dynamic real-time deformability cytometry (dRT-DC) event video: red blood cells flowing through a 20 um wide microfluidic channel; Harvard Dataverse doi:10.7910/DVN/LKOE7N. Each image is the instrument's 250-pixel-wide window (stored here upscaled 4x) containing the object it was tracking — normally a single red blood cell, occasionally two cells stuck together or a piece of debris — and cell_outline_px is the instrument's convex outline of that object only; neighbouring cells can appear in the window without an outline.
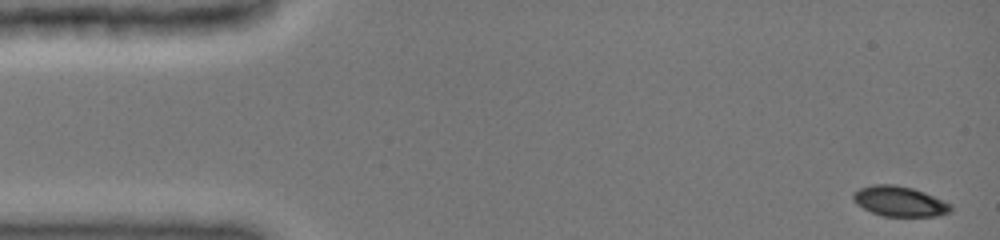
{"species": "common noctule bat (a hibernating species)", "species_latin": "Nyctalus noctula", "temperature_condition": "cold", "stored_images_in_passage": 45, "camera_frame_rate_fps": 3000, "um_per_image_px": 0.085, "animal": {"sex": "female", "body_mass_g": 19.0, "forearm_length_mm": 51.5}, "frame": {"image": 1, "passage_image": 1, "time_ms": 0.0, "image_size_px": [1000, 240], "cell_outline_px": [[952, 212], [936, 216], [884, 216], [872, 212], [856, 204], [852, 200], [852, 192], [860, 188], [872, 184], [896, 184], [912, 188], [924, 192], [944, 200], [952, 204]], "centroid_in_image_um": [76.46, 17.1], "position_along_channel_um": 8.5, "area_um2": 17.34}}
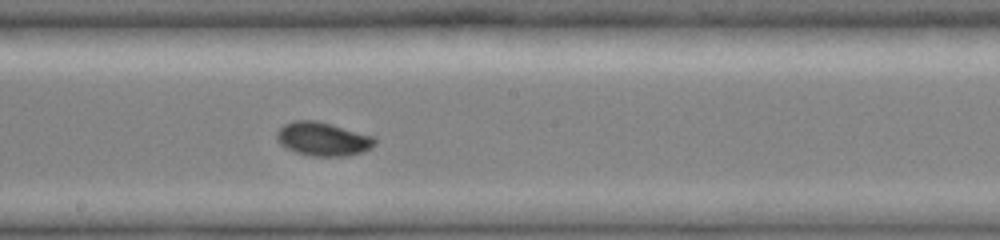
{"frame": {"image": 2, "passage_image": 26, "time_ms": 8.333, "image_size_px": [1000, 240], "cell_outline_px": [[376, 144], [372, 148], [364, 152], [348, 156], [312, 156], [296, 152], [280, 144], [276, 140], [276, 132], [284, 124], [292, 120], [316, 120], [372, 136], [376, 140]], "centroid_in_image_um": [27.44, 11.82], "position_along_channel_um": 220.8, "area_um2": 19.25}}
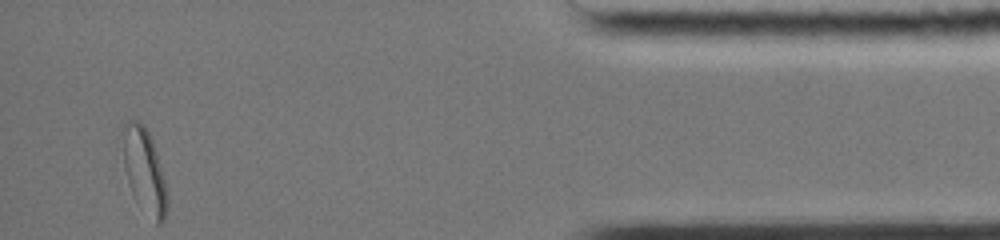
{"frame": {"image": 3, "passage_image": 45, "time_ms": 14.667, "image_size_px": [1000, 240], "cell_outline_px": [[168, 208], [164, 220], [160, 224], [156, 224], [132, 192], [128, 180], [124, 164], [120, 132], [124, 120], [136, 120], [144, 124], [152, 140], [156, 152], [164, 180], [168, 196]], "centroid_in_image_um": [12.24, 14.42], "position_along_channel_um": 423.0, "area_um2": 21.79}, "authors_computed_cell_mechanics": {"area_um2": 18.4382, "velocity_mm_per_s": 3.9722, "shape_relaxation_time_tau1_ms": 2.3832, "shape_relaxation_time_tau2_ms": null, "deformation_change_tau1": 0.1059, "deformation_change_tau2": null}}